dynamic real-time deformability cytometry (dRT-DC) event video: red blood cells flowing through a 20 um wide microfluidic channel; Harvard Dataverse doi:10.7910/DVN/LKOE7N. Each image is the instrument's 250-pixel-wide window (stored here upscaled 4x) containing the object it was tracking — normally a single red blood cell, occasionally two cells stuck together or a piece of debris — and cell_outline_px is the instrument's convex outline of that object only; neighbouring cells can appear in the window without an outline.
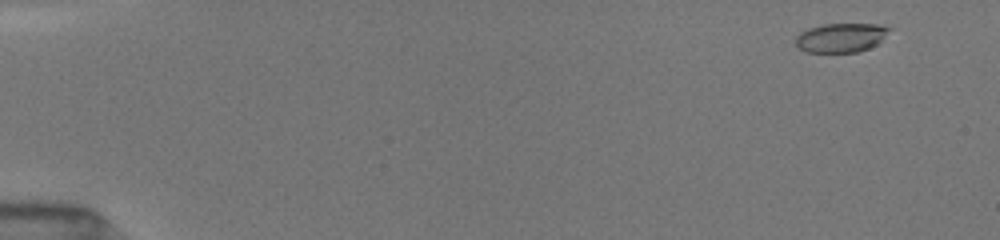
{"species": "common noctule bat (a hibernating species)", "species_latin": "Nyctalus noctula", "temperature_condition": "room temperature", "stored_images_in_passage": 51, "camera_frame_rate_fps": 3000, "um_per_image_px": 0.085, "animal": {"sex": "female", "body_mass_g": 19.5, "forearm_length_mm": 54.1}, "frame": {"image": 1, "passage_image": 3, "time_ms": 0.667, "image_size_px": [1000, 240], "cell_outline_px": [[892, 28], [876, 44], [868, 48], [856, 52], [808, 52], [800, 48], [796, 44], [796, 36], [800, 32], [808, 28], [824, 24], [880, 24]], "centroid_in_image_um": [71.47, 3.19], "position_along_channel_um": 13.5, "area_um2": 15.72}}
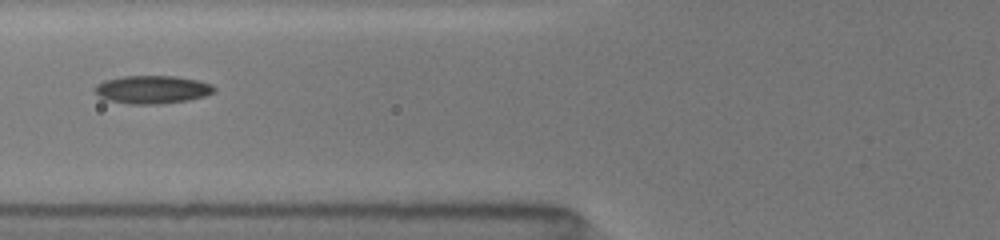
{"frame": {"image": 2, "passage_image": 21, "time_ms": 6.667, "image_size_px": [1000, 240], "cell_outline_px": [[216, 92], [204, 96], [188, 100], [160, 104], [128, 104], [104, 100], [92, 92], [92, 88], [96, 84], [104, 80], [124, 76], [176, 76], [200, 80], [212, 84], [216, 88]], "centroid_in_image_um": [12.9, 7.61], "position_along_channel_um": 112.9, "area_um2": 20.0}}
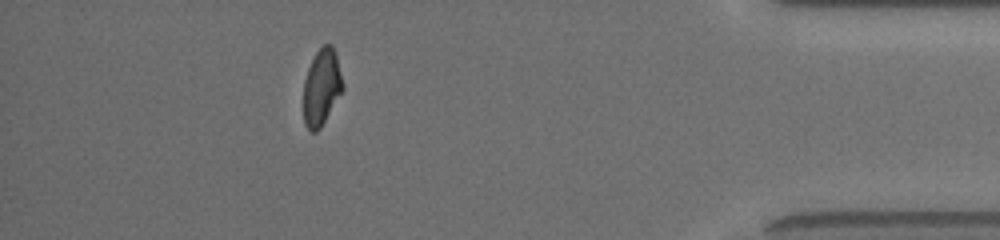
{"frame": {"image": 3, "passage_image": 46, "time_ms": 15.0, "image_size_px": [1000, 240], "cell_outline_px": [[344, 88], [320, 128], [316, 132], [312, 132], [304, 124], [304, 80], [308, 68], [316, 52], [324, 44], [332, 44], [336, 52], [344, 84]], "centroid_in_image_um": [27.35, 7.38], "position_along_channel_um": 407.8, "area_um2": 17.46}, "authors_computed_cell_mechanics": {"area_um2": 17.9758, "velocity_mm_per_s": 4.0406, "shape_relaxation_time_tau1_ms": 4.0492, "shape_relaxation_time_tau2_ms": 2.9197, "deformation_change_tau1": 0.1676, "deformation_change_tau2": 0.0932}}